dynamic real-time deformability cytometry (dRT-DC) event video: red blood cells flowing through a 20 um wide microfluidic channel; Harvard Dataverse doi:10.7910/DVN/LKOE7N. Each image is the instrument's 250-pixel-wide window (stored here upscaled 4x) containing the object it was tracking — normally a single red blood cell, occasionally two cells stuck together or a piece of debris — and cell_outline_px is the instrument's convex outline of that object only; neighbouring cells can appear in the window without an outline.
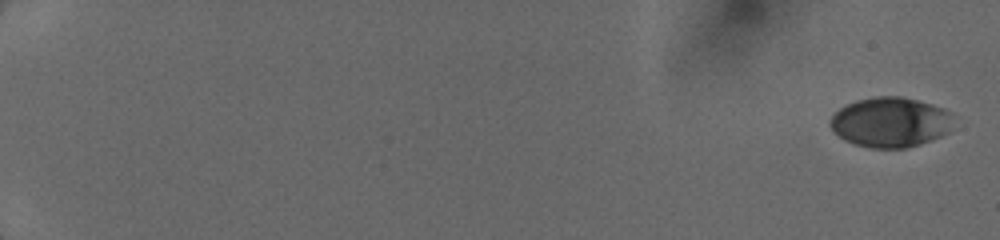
{"species": "human", "species_latin": "Homo sapiens", "temperature_condition": "cold", "stored_images_in_passage": 8, "camera_frame_rate_fps": 3000, "um_per_image_px": 0.085, "donor": {"sex": "female"}, "frame": {"image": 1, "passage_image": 1, "time_ms": 0.0, "image_size_px": [1000, 240], "cell_outline_px": [[952, 112], [944, 132], [940, 136], [904, 148], [872, 148], [856, 144], [844, 140], [828, 124], [828, 120], [840, 108], [856, 100], [876, 96], [900, 96], [932, 104], [944, 108]], "centroid_in_image_um": [75.6, 10.37], "position_along_channel_um": 9.4, "area_um2": 35.14}}
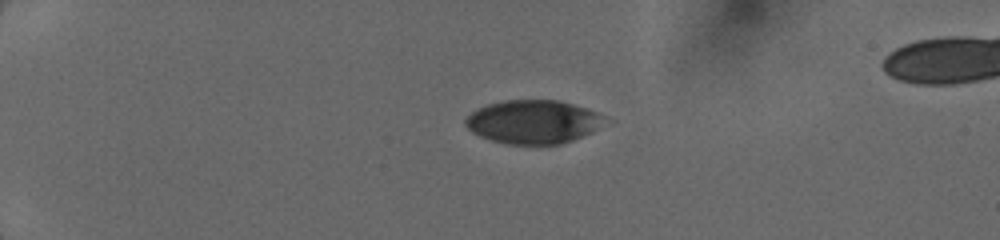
{"frame": {"image": 2, "passage_image": 6, "time_ms": 4.333, "image_size_px": [1000, 240], "cell_outline_px": [[604, 120], [592, 132], [572, 140], [560, 144], [508, 144], [492, 140], [480, 136], [472, 132], [464, 124], [464, 120], [476, 108], [488, 104], [504, 100], [560, 100], [596, 112], [604, 116]], "centroid_in_image_um": [45.27, 10.35], "position_along_channel_um": 39.7, "area_um2": 35.03}}